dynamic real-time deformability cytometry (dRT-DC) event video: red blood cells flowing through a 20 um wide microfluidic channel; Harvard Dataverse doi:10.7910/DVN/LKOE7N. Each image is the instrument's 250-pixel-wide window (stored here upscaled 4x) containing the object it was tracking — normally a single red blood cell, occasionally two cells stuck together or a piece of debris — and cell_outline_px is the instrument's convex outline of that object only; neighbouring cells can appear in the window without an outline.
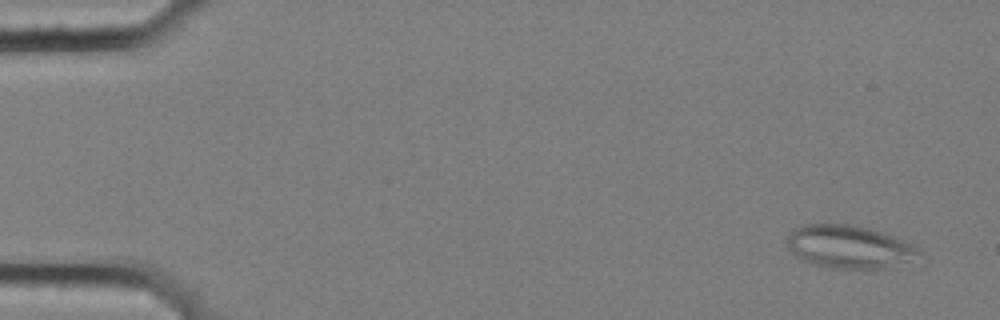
{"species": "common noctule bat (a hibernating species)", "species_latin": "Nyctalus noctula", "temperature_condition": "cold", "stored_images_in_passage": 5, "camera_frame_rate_fps": 3000, "um_per_image_px": 0.085, "animal": {"sex": "female", "body_mass_g": 25.1}, "frame": {"image": 1, "passage_image": 1, "time_ms": 0.0, "image_size_px": [1000, 320], "cell_outline_px": [[924, 252], [888, 268], [864, 272], [828, 268], [812, 264], [796, 256], [788, 248], [784, 240], [796, 228], [804, 224], [852, 224], [868, 228], [916, 244]], "centroid_in_image_um": [72.17, 21.02], "position_along_channel_um": 12.8, "area_um2": 33.76}}